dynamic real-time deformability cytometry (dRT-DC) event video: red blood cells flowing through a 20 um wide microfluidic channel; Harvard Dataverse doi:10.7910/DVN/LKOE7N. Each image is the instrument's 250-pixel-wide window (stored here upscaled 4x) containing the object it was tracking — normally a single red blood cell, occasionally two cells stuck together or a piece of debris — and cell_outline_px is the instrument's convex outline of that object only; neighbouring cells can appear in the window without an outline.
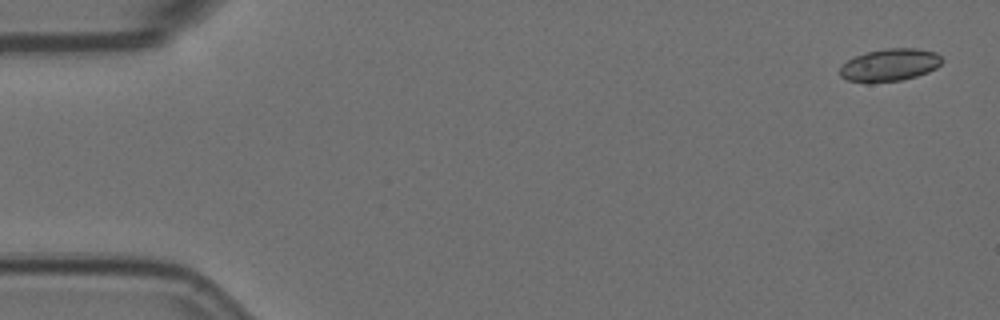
{"species": "Egyptian fruit bat (a non-hibernating species)", "species_latin": "Rousettus aegyptiacus", "temperature_condition": "room temperature", "stored_images_in_passage": 5, "camera_frame_rate_fps": 3000, "um_per_image_px": 0.085, "animal": {"sex": "female"}, "frame": {"image": 1, "passage_image": 1, "time_ms": 0.0, "image_size_px": [1000, 320], "cell_outline_px": [[944, 60], [936, 68], [928, 72], [916, 76], [900, 80], [868, 84], [848, 80], [840, 76], [840, 68], [852, 56], [864, 52], [884, 48], [916, 48], [936, 52]], "centroid_in_image_um": [75.6, 5.52], "position_along_channel_um": 9.4, "area_um2": 19.65}}
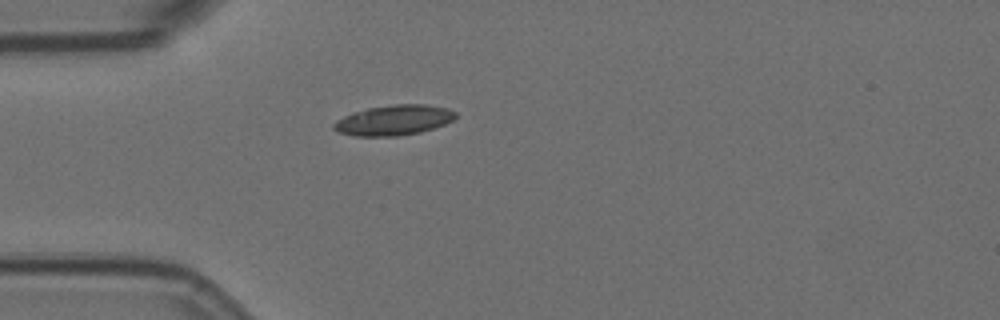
{"frame": {"image": 2, "passage_image": 5, "time_ms": 1.333, "image_size_px": [1000, 320], "cell_outline_px": [[456, 116], [452, 120], [444, 124], [420, 132], [396, 136], [356, 136], [340, 132], [332, 128], [332, 124], [336, 120], [352, 112], [368, 108], [396, 104], [428, 104], [448, 108], [456, 112]], "centroid_in_image_um": [33.46, 10.2], "position_along_channel_um": 51.5, "area_um2": 21.39}}